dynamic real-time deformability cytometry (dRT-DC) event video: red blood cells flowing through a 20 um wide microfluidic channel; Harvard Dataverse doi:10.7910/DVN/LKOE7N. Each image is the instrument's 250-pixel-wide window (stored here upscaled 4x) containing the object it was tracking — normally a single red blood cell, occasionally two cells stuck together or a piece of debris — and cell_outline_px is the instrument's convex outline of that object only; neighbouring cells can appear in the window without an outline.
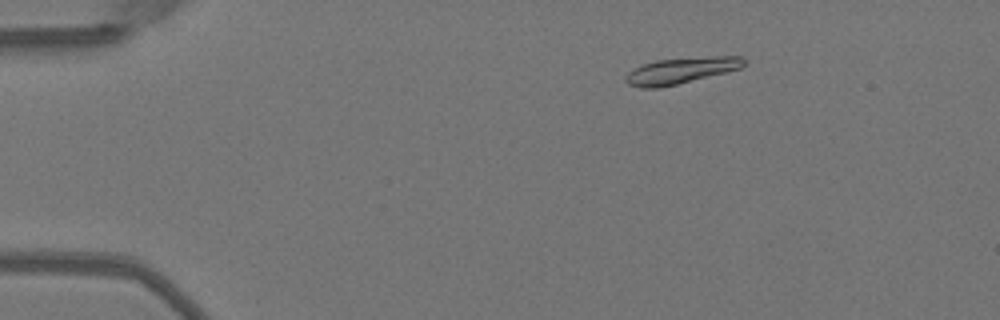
{"species": "Egyptian fruit bat (a non-hibernating species)", "species_latin": "Rousettus aegyptiacus", "temperature_condition": "warm", "stored_images_in_passage": 43, "camera_frame_rate_fps": 3000, "um_per_image_px": 0.085, "animal": {"sex": "female"}, "frame": {"image": 1, "passage_image": 3, "time_ms": 0.667, "image_size_px": [1000, 320], "cell_outline_px": [[744, 64], [740, 68], [660, 88], [640, 88], [628, 84], [624, 80], [624, 76], [628, 72], [644, 64], [656, 60], [716, 56], [744, 56]], "centroid_in_image_um": [57.83, 6.0], "position_along_channel_um": 27.2, "area_um2": 17.69}}
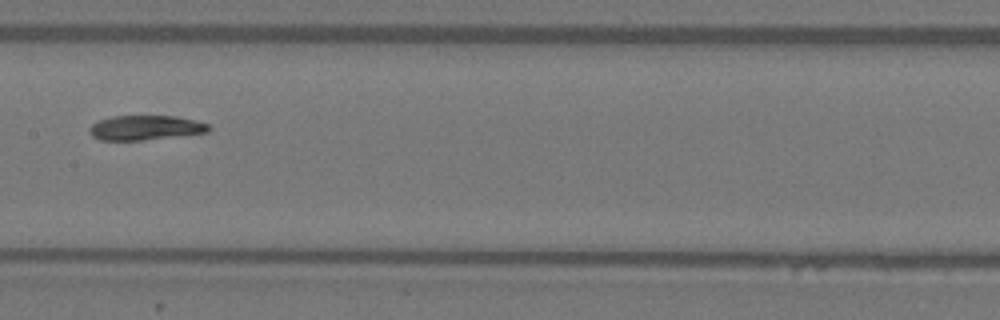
{"frame": {"image": 2, "passage_image": 21, "time_ms": 6.667, "image_size_px": [1000, 320], "cell_outline_px": [[212, 128], [208, 132], [140, 140], [100, 140], [92, 136], [88, 128], [92, 124], [100, 120], [112, 116], [176, 116], [196, 120], [208, 124]], "centroid_in_image_um": [12.36, 10.85], "position_along_channel_um": 195.0, "area_um2": 16.99}}
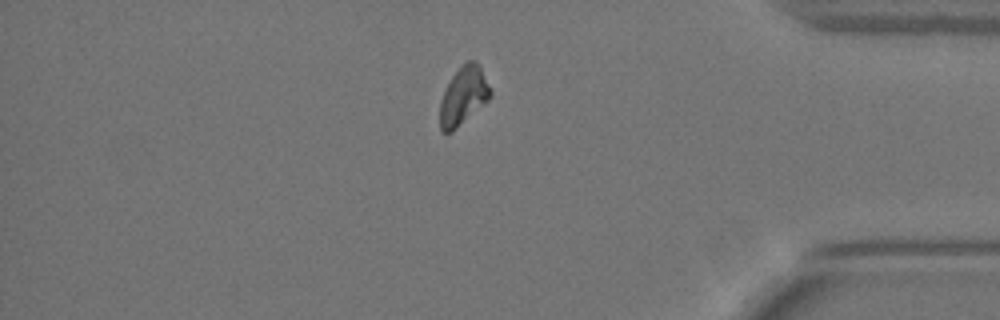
{"frame": {"image": 3, "passage_image": 38, "time_ms": 12.333, "image_size_px": [1000, 320], "cell_outline_px": [[492, 96], [488, 100], [452, 132], [440, 132], [440, 100], [452, 76], [468, 60], [476, 60], [492, 92]], "centroid_in_image_um": [39.38, 8.17], "position_along_channel_um": 395.8, "area_um2": 16.7}}